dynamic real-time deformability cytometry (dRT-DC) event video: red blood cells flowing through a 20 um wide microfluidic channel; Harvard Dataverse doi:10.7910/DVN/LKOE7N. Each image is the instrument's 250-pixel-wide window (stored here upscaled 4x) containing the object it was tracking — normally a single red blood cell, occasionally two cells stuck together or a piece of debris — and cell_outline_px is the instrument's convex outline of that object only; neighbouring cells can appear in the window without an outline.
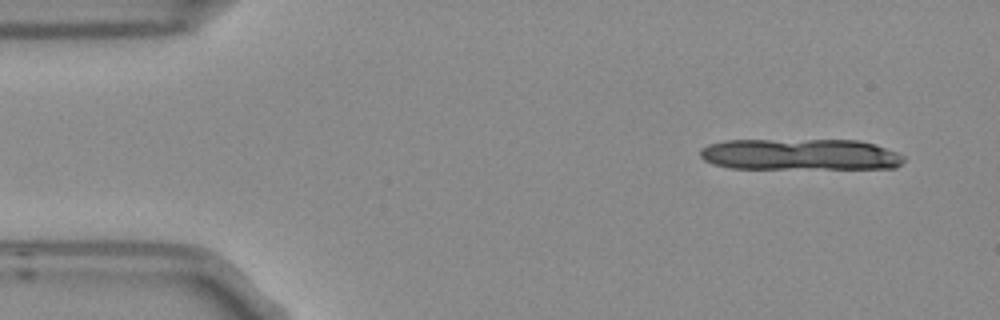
{"species": "Egyptian fruit bat (a non-hibernating species)", "species_latin": "Rousettus aegyptiacus", "temperature_condition": "room temperature", "stored_images_in_passage": 4, "camera_frame_rate_fps": 3000, "um_per_image_px": 0.085, "frame": {"image": 1, "passage_image": 1, "time_ms": 0.0, "image_size_px": [1000, 320], "cell_outline_px": [[904, 160], [896, 168], [732, 168], [712, 164], [704, 160], [700, 156], [700, 148], [708, 144], [724, 140], [860, 140], [876, 144], [896, 152], [904, 156]], "centroid_in_image_um": [67.99, 13.12], "position_along_channel_um": 17.0, "area_um2": 37.34}}